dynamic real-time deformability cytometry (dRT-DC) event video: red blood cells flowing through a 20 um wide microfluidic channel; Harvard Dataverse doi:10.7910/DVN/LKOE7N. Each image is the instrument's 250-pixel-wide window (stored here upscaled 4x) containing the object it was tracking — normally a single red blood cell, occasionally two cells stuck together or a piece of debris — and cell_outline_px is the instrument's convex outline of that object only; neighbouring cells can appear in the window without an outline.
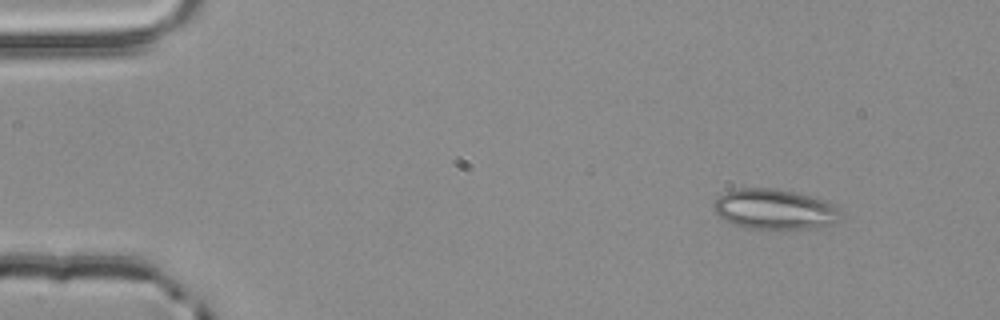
{"species": "common noctule bat (a hibernating species)", "species_latin": "Nyctalus noctula", "temperature_condition": "room temperature", "stored_images_in_passage": 4, "camera_frame_rate_fps": 3000, "um_per_image_px": 0.085, "animal": {"sex": "male", "body_mass_g": 20.4}, "frame": {"image": 1, "passage_image": 2, "time_ms": 0.333, "image_size_px": [1000, 320], "cell_outline_px": [[840, 220], [816, 228], [748, 228], [724, 220], [716, 212], [712, 204], [724, 192], [740, 188], [776, 188], [824, 200], [836, 204], [840, 208]], "centroid_in_image_um": [65.86, 17.77], "position_along_channel_um": 19.1, "area_um2": 29.42}}